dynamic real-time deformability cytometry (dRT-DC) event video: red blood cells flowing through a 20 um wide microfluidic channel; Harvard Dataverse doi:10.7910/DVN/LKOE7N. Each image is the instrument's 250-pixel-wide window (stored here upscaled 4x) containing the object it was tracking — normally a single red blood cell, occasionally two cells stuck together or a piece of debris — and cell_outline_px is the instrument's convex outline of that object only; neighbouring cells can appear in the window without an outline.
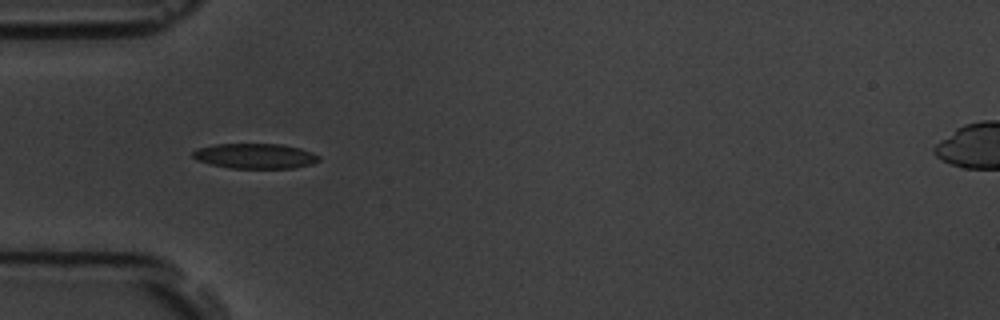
{"species": "common noctule bat (a hibernating species)", "species_latin": "Nyctalus noctula", "temperature_condition": "room temperature", "stored_images_in_passage": 17, "camera_frame_rate_fps": 3000, "um_per_image_px": 0.085, "animal": {"sex": "male", "body_mass_g": 19.5, "forearm_length_mm": 54.6}, "frame": {"image": 1, "passage_image": 6, "time_ms": 5.667, "image_size_px": [1000, 320], "cell_outline_px": [[320, 160], [312, 164], [292, 168], [232, 168], [212, 164], [196, 160], [192, 156], [192, 152], [196, 148], [216, 144], [280, 144], [300, 148], [312, 152], [320, 156]], "centroid_in_image_um": [21.69, 13.26], "position_along_channel_um": 63.3, "area_um2": 18.44}}
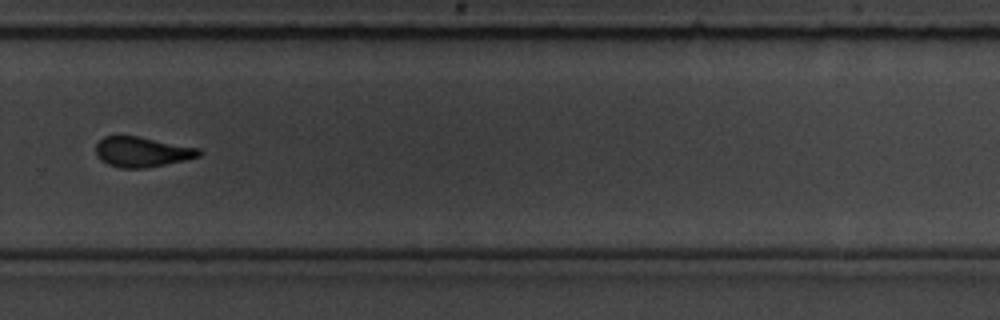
{"frame": {"image": 2, "passage_image": 12, "time_ms": 12.667, "image_size_px": [1000, 320], "cell_outline_px": [[204, 152], [200, 156], [184, 160], [144, 168], [120, 168], [108, 164], [100, 160], [96, 156], [96, 144], [104, 136], [136, 136], [200, 148]], "centroid_in_image_um": [12.07, 12.91], "position_along_channel_um": 317.7, "area_um2": 18.03}}
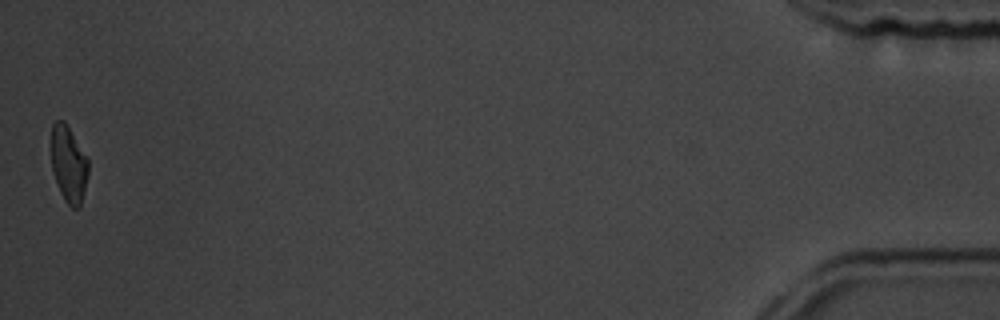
{"frame": {"image": 3, "passage_image": 17, "time_ms": 18.333, "image_size_px": [1000, 320], "cell_outline_px": [[88, 172], [80, 208], [72, 208], [64, 200], [60, 192], [52, 172], [52, 124], [56, 120], [64, 120], [88, 160]], "centroid_in_image_um": [5.82, 13.98], "position_along_channel_um": 429.4, "area_um2": 16.24}, "authors_computed_cell_mechanics": {"area_um2": 18.785, "velocity_mm_per_s": 3.6646, "shape_relaxation_time_tau1_ms": 2.4894, "shape_relaxation_time_tau2_ms": 1.8763, "deformation_change_tau1": 0.1164, "deformation_change_tau2": 0.0824}}